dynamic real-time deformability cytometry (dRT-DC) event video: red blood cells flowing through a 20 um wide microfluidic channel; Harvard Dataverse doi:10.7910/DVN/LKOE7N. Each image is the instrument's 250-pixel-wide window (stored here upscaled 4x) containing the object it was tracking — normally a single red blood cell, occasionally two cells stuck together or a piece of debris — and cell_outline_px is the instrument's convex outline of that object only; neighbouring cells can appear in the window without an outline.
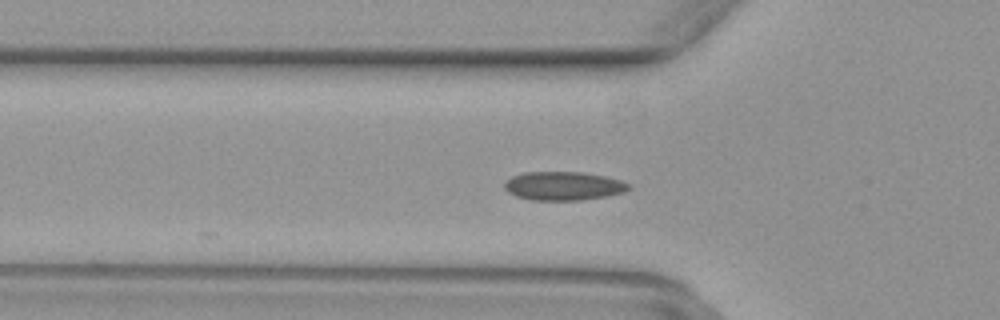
{"species": "common noctule bat (a hibernating species)", "species_latin": "Nyctalus noctula", "temperature_condition": "warm", "stored_images_in_passage": 6, "camera_frame_rate_fps": 3000, "um_per_image_px": 0.085, "animal": {"sex": "female", "body_mass_g": 29.2, "forearm_length_mm": 56.3}, "frame": {"image": 1, "passage_image": 2, "time_ms": 0.333, "image_size_px": [1000, 320], "cell_outline_px": [[632, 188], [624, 192], [604, 196], [580, 200], [532, 200], [516, 196], [508, 192], [504, 188], [504, 180], [512, 176], [524, 172], [580, 172], [604, 176], [620, 180], [632, 184]], "centroid_in_image_um": [47.88, 15.8], "position_along_channel_um": 77.9, "area_um2": 20.81}}
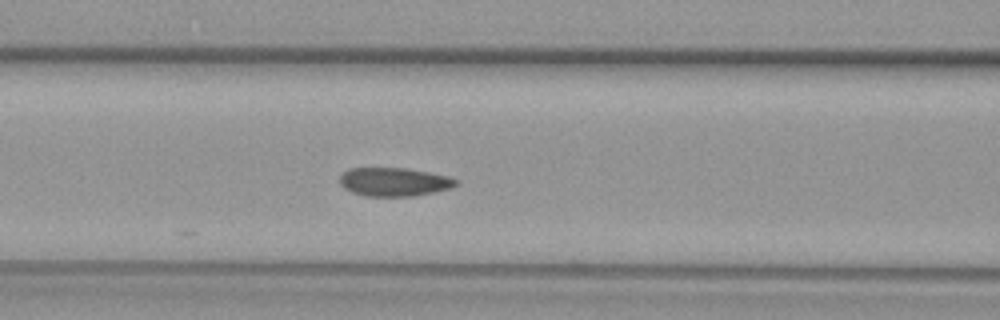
{"frame": {"image": 2, "passage_image": 6, "time_ms": 1.667, "image_size_px": [1000, 320], "cell_outline_px": [[460, 184], [452, 188], [412, 196], [364, 196], [352, 192], [344, 188], [340, 184], [340, 176], [348, 168], [404, 168], [428, 172], [448, 176], [460, 180]], "centroid_in_image_um": [33.52, 15.46], "position_along_channel_um": 133.1, "area_um2": 19.42}}